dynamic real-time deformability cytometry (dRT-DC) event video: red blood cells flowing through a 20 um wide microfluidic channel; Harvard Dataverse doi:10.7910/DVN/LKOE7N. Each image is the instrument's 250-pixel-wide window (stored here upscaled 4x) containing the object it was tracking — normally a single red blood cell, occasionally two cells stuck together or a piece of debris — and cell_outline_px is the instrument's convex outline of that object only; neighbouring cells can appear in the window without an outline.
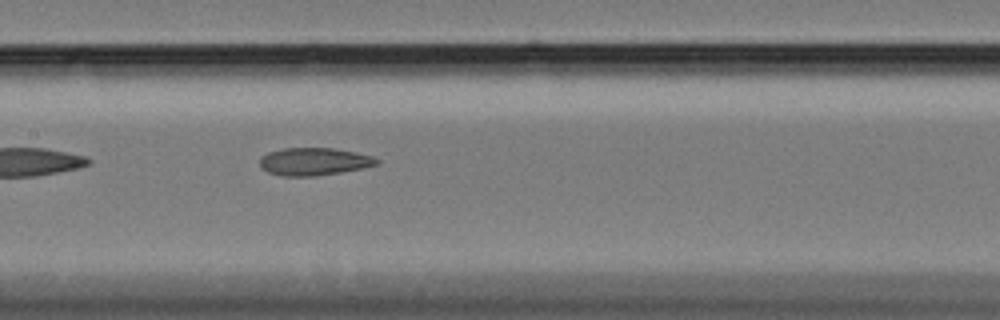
{"species": "Egyptian fruit bat (a non-hibernating species)", "species_latin": "Rousettus aegyptiacus", "temperature_condition": "cold", "stored_images_in_passage": 36, "camera_frame_rate_fps": 3000, "um_per_image_px": 0.085, "animal": {"sex": "female"}, "frame": {"image": 1, "passage_image": 10, "time_ms": 3.0, "image_size_px": [1000, 320], "cell_outline_px": [[380, 164], [340, 172], [316, 176], [284, 176], [268, 172], [260, 164], [260, 156], [268, 152], [284, 148], [332, 148], [372, 156], [380, 160]], "centroid_in_image_um": [26.68, 13.73], "position_along_channel_um": 180.7, "area_um2": 18.61}}
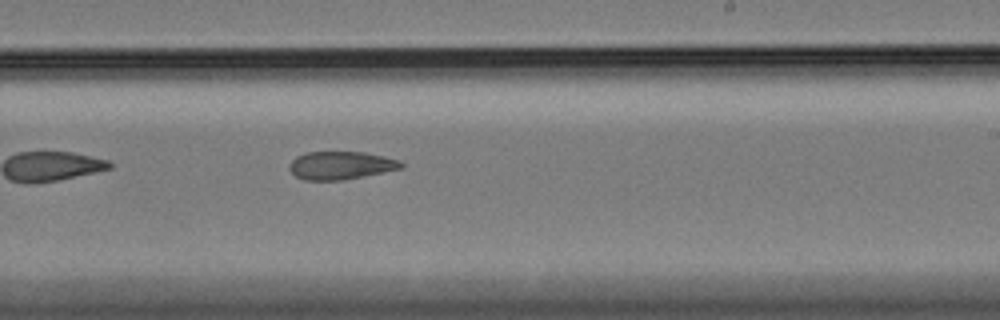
{"frame": {"image": 2, "passage_image": 17, "time_ms": 5.333, "image_size_px": [1000, 320], "cell_outline_px": [[404, 168], [344, 180], [304, 180], [296, 176], [288, 168], [288, 164], [296, 156], [304, 152], [364, 152], [384, 156], [400, 160], [404, 164]], "centroid_in_image_um": [28.97, 14.05], "position_along_channel_um": 260.0, "area_um2": 18.44}}
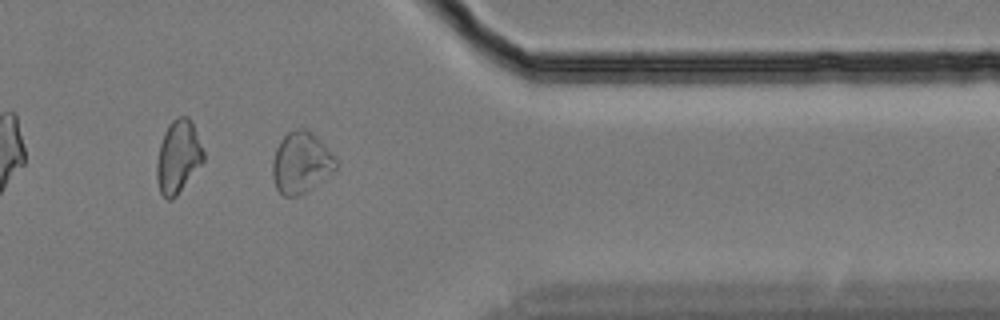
{"frame": {"image": 3, "passage_image": 29, "time_ms": 9.333, "image_size_px": [1000, 320], "cell_outline_px": [[336, 168], [332, 172], [300, 196], [284, 196], [276, 188], [272, 176], [272, 160], [276, 148], [280, 140], [288, 132], [296, 128], [304, 128], [316, 136], [336, 156]], "centroid_in_image_um": [25.57, 13.82], "position_along_channel_um": 385.8, "area_um2": 22.54}}